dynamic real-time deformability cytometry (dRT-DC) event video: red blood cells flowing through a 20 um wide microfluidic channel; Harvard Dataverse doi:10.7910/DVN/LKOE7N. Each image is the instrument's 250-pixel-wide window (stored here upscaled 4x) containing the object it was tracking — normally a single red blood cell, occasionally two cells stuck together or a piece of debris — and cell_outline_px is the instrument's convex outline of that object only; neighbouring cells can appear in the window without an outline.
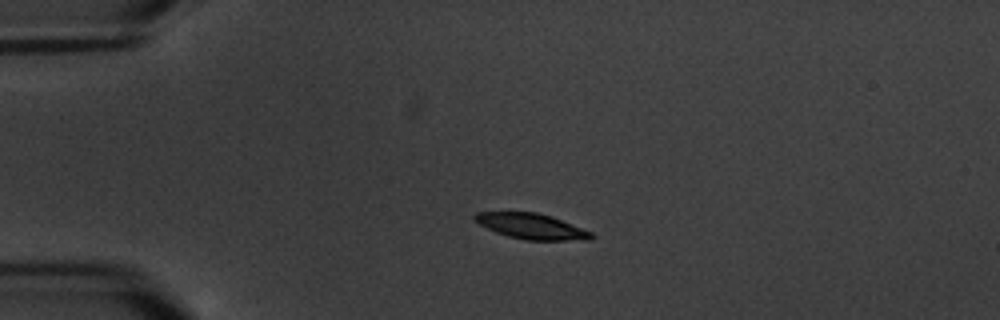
{"species": "common noctule bat (a hibernating species)", "species_latin": "Nyctalus noctula", "temperature_condition": "warm", "stored_images_in_passage": 5, "camera_frame_rate_fps": 3000, "um_per_image_px": 0.085, "animal": {"sex": "male", "body_mass_g": 20.1, "forearm_length_mm": 53.5}, "frame": {"image": 1, "passage_image": 4, "time_ms": 3.667, "image_size_px": [1000, 320], "cell_outline_px": [[596, 236], [592, 240], [524, 240], [508, 236], [496, 232], [472, 220], [472, 216], [476, 212], [536, 212], [552, 216], [592, 232]], "centroid_in_image_um": [45.19, 19.23], "position_along_channel_um": 39.8, "area_um2": 17.46}}